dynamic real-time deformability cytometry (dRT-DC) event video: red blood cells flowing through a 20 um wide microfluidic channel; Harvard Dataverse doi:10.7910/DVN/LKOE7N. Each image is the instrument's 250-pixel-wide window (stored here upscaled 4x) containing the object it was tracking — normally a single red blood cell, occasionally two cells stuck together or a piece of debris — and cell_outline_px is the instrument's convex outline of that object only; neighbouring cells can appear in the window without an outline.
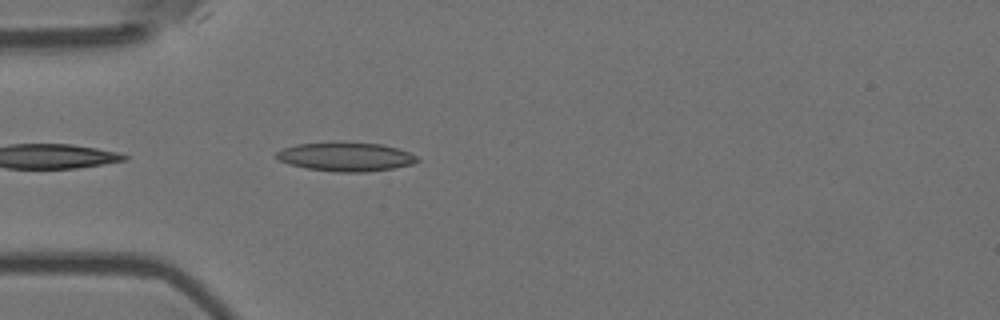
{"species": "Egyptian fruit bat (a non-hibernating species)", "species_latin": "Rousettus aegyptiacus", "temperature_condition": "room temperature", "stored_images_in_passage": 23, "camera_frame_rate_fps": 3000, "um_per_image_px": 0.085, "animal": {"sex": "female"}, "frame": {"image": 1, "passage_image": 2, "time_ms": 0.333, "image_size_px": [1000, 320], "cell_outline_px": [[420, 160], [412, 164], [392, 168], [364, 172], [336, 172], [308, 168], [288, 164], [280, 160], [276, 156], [276, 152], [284, 148], [296, 144], [380, 144], [396, 148], [408, 152], [416, 156]], "centroid_in_image_um": [29.4, 13.36], "position_along_channel_um": 55.6, "area_um2": 22.77}}
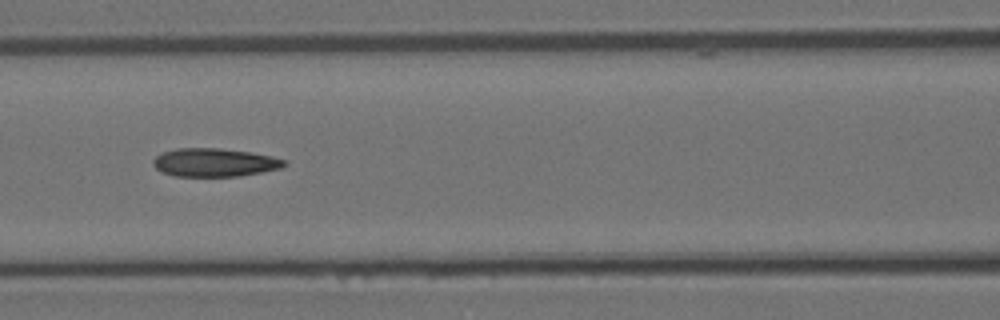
{"frame": {"image": 2, "passage_image": 10, "time_ms": 3.0, "image_size_px": [1000, 320], "cell_outline_px": [[288, 164], [280, 168], [240, 176], [172, 176], [156, 168], [152, 164], [152, 160], [160, 152], [176, 148], [220, 148], [252, 152], [272, 156], [288, 160]], "centroid_in_image_um": [18.23, 13.8], "position_along_channel_um": 148.4, "area_um2": 21.85}}
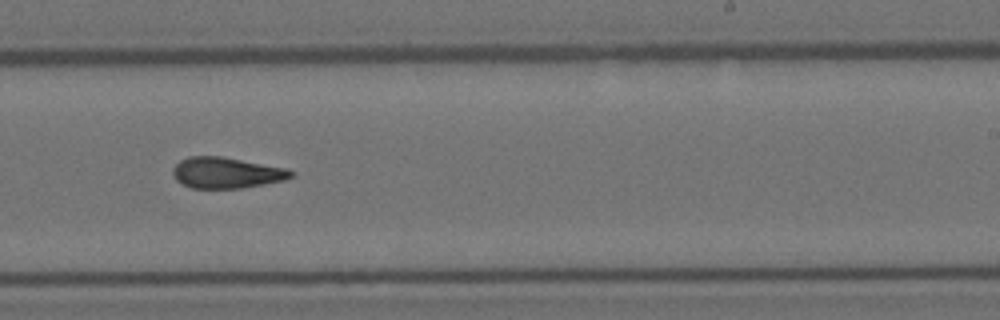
{"frame": {"image": 3, "passage_image": 20, "time_ms": 6.333, "image_size_px": [1000, 320], "cell_outline_px": [[292, 176], [284, 180], [240, 188], [192, 188], [180, 184], [176, 180], [172, 172], [172, 168], [180, 160], [188, 156], [220, 156], [288, 168], [292, 172]], "centroid_in_image_um": [19.19, 14.68], "position_along_channel_um": 269.8, "area_um2": 21.27}}